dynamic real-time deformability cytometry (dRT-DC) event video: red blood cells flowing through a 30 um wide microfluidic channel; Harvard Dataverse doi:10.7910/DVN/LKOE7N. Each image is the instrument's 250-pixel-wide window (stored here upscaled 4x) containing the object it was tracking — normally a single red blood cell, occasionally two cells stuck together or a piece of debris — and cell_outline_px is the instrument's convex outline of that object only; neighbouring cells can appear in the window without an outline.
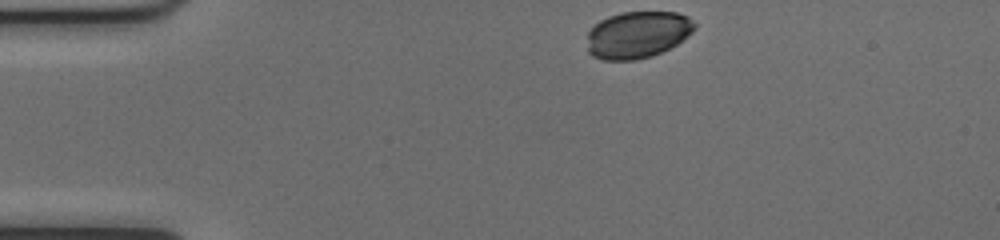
{"species": "common noctule bat (a hibernating species)", "species_latin": "Nyctalus noctula", "temperature_condition": "cold", "stored_images_in_passage": 43, "camera_frame_rate_fps": 3000, "um_per_image_px": 0.085, "animal": {"sex": "female", "body_mass_g": 17.0, "forearm_length_mm": 48.0}, "frame": {"image": 1, "passage_image": 1, "time_ms": 0.0, "image_size_px": [1000, 240], "cell_outline_px": [[696, 28], [688, 36], [676, 44], [652, 56], [636, 60], [604, 60], [592, 56], [588, 52], [588, 32], [600, 20], [608, 16], [620, 12], [676, 12], [688, 16], [696, 24]], "centroid_in_image_um": [54.19, 2.94], "position_along_channel_um": 30.8, "area_um2": 29.42}}
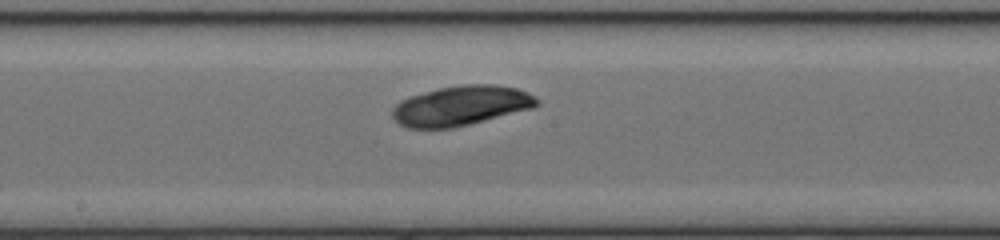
{"frame": {"image": 2, "passage_image": 19, "time_ms": 6.0, "image_size_px": [1000, 240], "cell_outline_px": [[540, 104], [532, 108], [452, 128], [408, 128], [400, 124], [392, 116], [392, 108], [400, 100], [408, 96], [440, 88], [460, 84], [496, 84], [516, 88], [528, 92], [536, 96], [540, 100]], "centroid_in_image_um": [39.19, 8.97], "position_along_channel_um": 209.0, "area_um2": 33.52}}
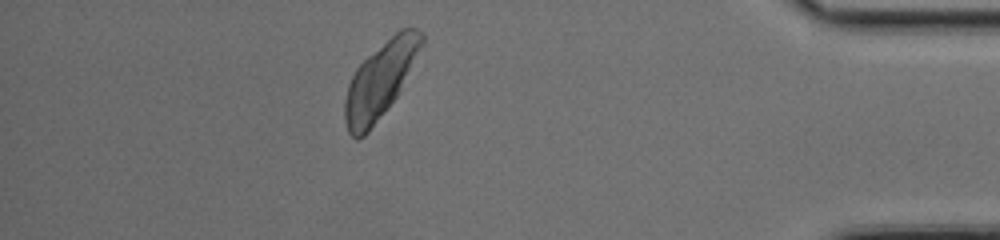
{"frame": {"image": 3, "passage_image": 37, "time_ms": 12.0, "image_size_px": [1000, 240], "cell_outline_px": [[424, 44], [396, 96], [368, 132], [364, 136], [356, 140], [348, 132], [344, 120], [344, 100], [348, 84], [356, 68], [368, 56], [400, 28], [416, 28], [424, 32]], "centroid_in_image_um": [32.31, 6.8], "position_along_channel_um": 402.9, "area_um2": 33.47}}